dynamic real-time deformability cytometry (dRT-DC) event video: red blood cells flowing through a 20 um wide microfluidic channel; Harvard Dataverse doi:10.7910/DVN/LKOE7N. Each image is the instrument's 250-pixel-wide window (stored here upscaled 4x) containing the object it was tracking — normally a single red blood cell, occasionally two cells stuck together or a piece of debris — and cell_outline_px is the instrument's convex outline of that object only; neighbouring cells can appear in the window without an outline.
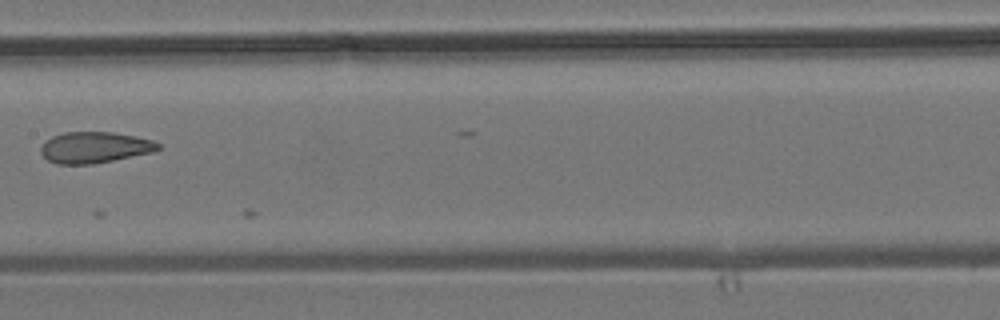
{"species": "common noctule bat (a hibernating species)", "species_latin": "Nyctalus noctula", "temperature_condition": "room temperature", "stored_images_in_passage": 8, "camera_frame_rate_fps": 3000, "um_per_image_px": 0.085, "animal": {"sex": "male", "body_mass_g": 19.2, "forearm_length_mm": 51.8}, "frame": {"image": 1, "passage_image": 8, "time_ms": 8.0, "image_size_px": [1000, 320], "cell_outline_px": [[160, 148], [152, 152], [92, 164], [56, 164], [48, 160], [40, 152], [40, 148], [52, 136], [64, 132], [112, 132], [136, 136], [152, 140], [160, 144]], "centroid_in_image_um": [8.04, 12.53], "position_along_channel_um": 199.4, "area_um2": 21.1}}